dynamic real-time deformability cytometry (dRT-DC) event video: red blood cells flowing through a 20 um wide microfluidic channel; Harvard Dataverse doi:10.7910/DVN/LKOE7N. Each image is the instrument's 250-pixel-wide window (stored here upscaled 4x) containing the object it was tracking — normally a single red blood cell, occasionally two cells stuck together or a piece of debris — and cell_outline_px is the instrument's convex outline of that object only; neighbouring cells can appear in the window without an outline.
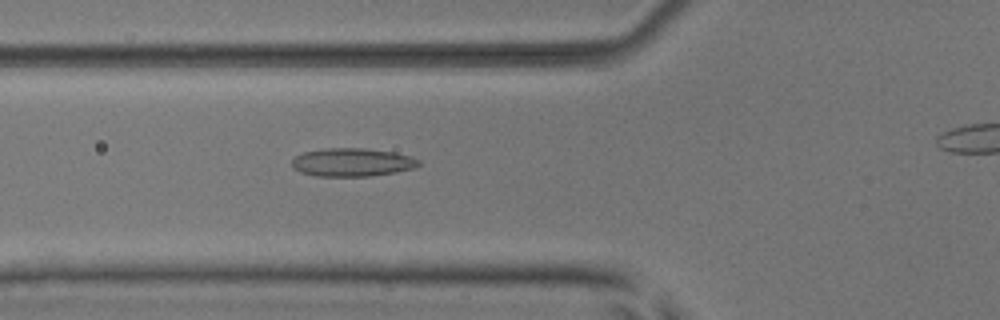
{"species": "common noctule bat (a hibernating species)", "species_latin": "Nyctalus noctula", "temperature_condition": "room temperature", "stored_images_in_passage": 34, "camera_frame_rate_fps": 3000, "um_per_image_px": 0.085, "animal": {"sex": "male", "body_mass_g": 17.9, "forearm_length_mm": 54.2}, "frame": {"image": 1, "passage_image": 7, "time_ms": 2.0, "image_size_px": [1000, 320], "cell_outline_px": [[420, 164], [412, 168], [396, 172], [368, 176], [316, 176], [300, 172], [292, 168], [292, 160], [296, 156], [304, 152], [324, 148], [364, 148], [392, 152], [412, 156], [420, 160]], "centroid_in_image_um": [29.92, 13.79], "position_along_channel_um": 95.9, "area_um2": 20.87}}
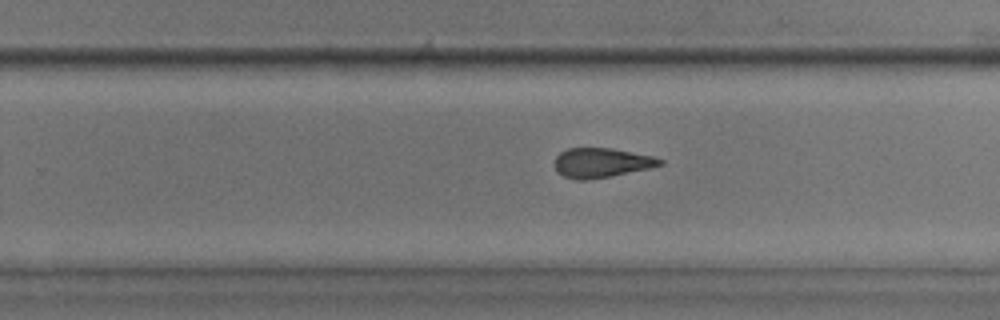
{"frame": {"image": 2, "passage_image": 21, "time_ms": 6.667, "image_size_px": [1000, 320], "cell_outline_px": [[664, 164], [648, 168], [612, 176], [588, 180], [576, 180], [564, 176], [556, 172], [556, 156], [560, 152], [568, 148], [612, 148], [652, 156], [664, 160]], "centroid_in_image_um": [51.11, 13.84], "position_along_channel_um": 278.7, "area_um2": 18.09}}
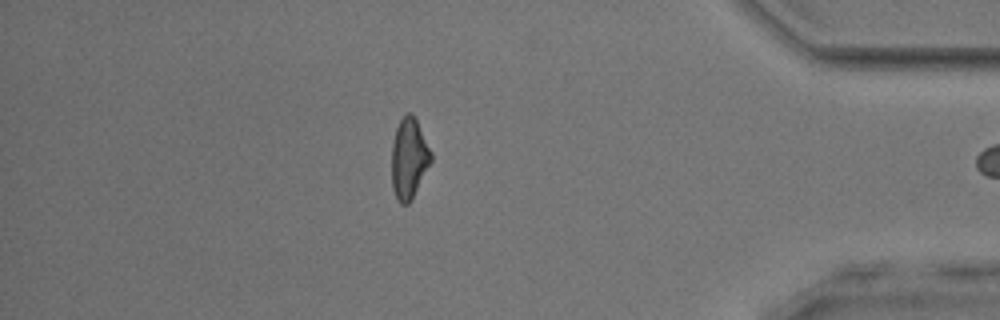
{"frame": {"image": 3, "passage_image": 33, "time_ms": 10.667, "image_size_px": [1000, 320], "cell_outline_px": [[432, 160], [412, 200], [408, 204], [400, 204], [396, 200], [392, 188], [392, 144], [396, 128], [400, 120], [408, 112], [412, 112], [432, 152]], "centroid_in_image_um": [34.76, 13.51], "position_along_channel_um": 400.4, "area_um2": 18.55}}